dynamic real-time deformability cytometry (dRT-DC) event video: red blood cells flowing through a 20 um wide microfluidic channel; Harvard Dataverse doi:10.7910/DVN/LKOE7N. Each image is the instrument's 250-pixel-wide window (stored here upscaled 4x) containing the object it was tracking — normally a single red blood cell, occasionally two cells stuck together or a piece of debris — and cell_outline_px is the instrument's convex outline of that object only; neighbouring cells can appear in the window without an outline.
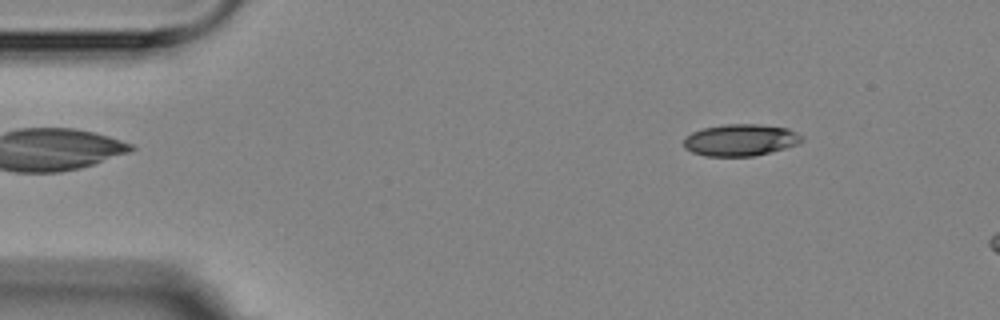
{"species": "Egyptian fruit bat (a non-hibernating species)", "species_latin": "Rousettus aegyptiacus", "temperature_condition": "room temperature", "stored_images_in_passage": 3, "camera_frame_rate_fps": 3000, "um_per_image_px": 0.085, "animal": {"sex": "female"}, "frame": {"image": 1, "passage_image": 1, "time_ms": 0.0, "image_size_px": [1000, 320], "cell_outline_px": [[804, 140], [796, 144], [784, 148], [752, 156], [704, 156], [692, 152], [684, 148], [684, 140], [692, 132], [704, 128], [728, 124], [760, 124], [788, 128], [804, 136]], "centroid_in_image_um": [62.95, 11.9], "position_along_channel_um": 22.0, "area_um2": 21.73}}